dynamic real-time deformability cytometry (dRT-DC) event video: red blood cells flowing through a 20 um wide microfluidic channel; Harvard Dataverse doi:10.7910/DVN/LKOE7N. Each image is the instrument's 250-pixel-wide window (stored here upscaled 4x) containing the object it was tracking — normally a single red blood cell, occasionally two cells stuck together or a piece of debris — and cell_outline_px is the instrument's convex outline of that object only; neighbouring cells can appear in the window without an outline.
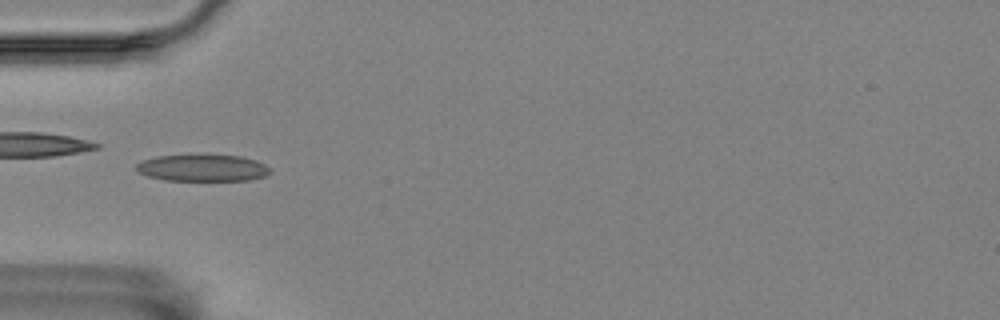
{"species": "Egyptian fruit bat (a non-hibernating species)", "species_latin": "Rousettus aegyptiacus", "temperature_condition": "room temperature", "stored_images_in_passage": 8, "camera_frame_rate_fps": 3000, "um_per_image_px": 0.085, "animal": {"sex": "female"}, "frame": {"image": 1, "passage_image": 2, "time_ms": 0.333, "image_size_px": [1000, 320], "cell_outline_px": [[272, 172], [264, 176], [248, 180], [164, 180], [148, 176], [136, 172], [136, 164], [144, 160], [156, 156], [240, 156], [256, 160], [264, 164]], "centroid_in_image_um": [17.2, 14.29], "position_along_channel_um": 67.8, "area_um2": 20.46}}